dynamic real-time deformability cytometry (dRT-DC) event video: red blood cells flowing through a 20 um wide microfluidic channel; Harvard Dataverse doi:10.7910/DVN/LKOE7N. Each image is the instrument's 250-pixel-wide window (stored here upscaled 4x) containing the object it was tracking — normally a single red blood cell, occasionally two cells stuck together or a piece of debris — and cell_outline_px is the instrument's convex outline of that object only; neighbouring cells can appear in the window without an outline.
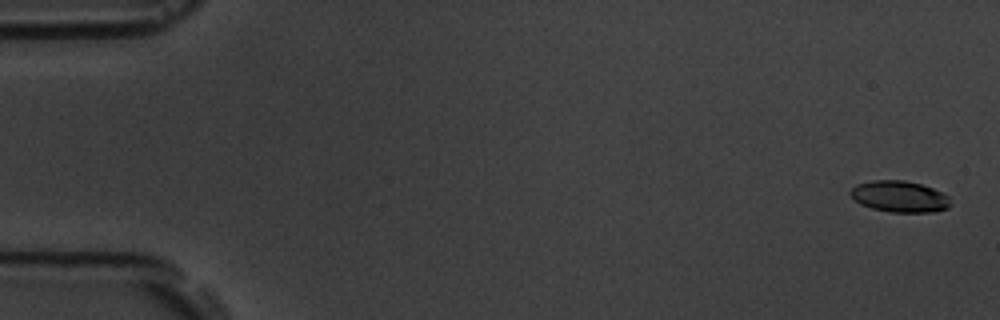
{"species": "common noctule bat (a hibernating species)", "species_latin": "Nyctalus noctula", "temperature_condition": "room temperature", "stored_images_in_passage": 6, "camera_frame_rate_fps": 3000, "um_per_image_px": 0.085, "animal": {"sex": "male", "body_mass_g": 19.5, "forearm_length_mm": 54.6}, "frame": {"image": 1, "passage_image": 1, "time_ms": 0.0, "image_size_px": [1000, 320], "cell_outline_px": [[952, 204], [948, 208], [932, 212], [888, 212], [872, 208], [860, 204], [848, 192], [856, 184], [872, 180], [904, 180], [920, 184], [932, 188], [948, 196]], "centroid_in_image_um": [76.45, 16.71], "position_along_channel_um": 8.5, "area_um2": 18.26}}